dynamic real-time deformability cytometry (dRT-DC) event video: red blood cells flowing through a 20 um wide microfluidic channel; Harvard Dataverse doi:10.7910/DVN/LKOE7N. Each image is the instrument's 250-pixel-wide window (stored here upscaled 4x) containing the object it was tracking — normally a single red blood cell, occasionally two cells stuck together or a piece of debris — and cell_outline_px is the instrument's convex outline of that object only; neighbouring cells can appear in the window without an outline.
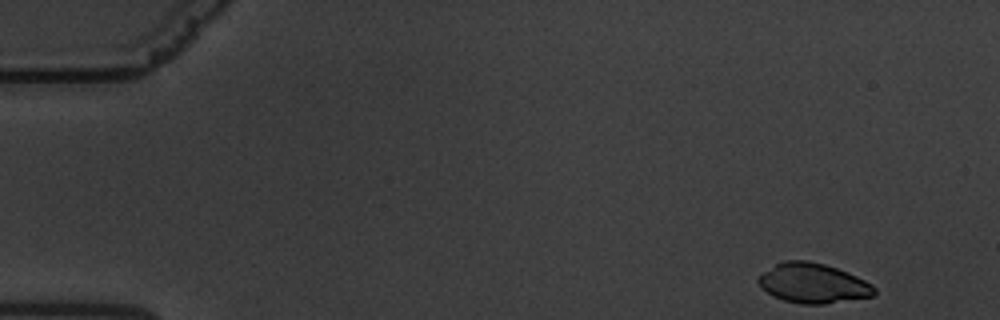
{"species": "common noctule bat (a hibernating species)", "species_latin": "Nyctalus noctula", "temperature_condition": "warm", "stored_images_in_passage": 57, "camera_frame_rate_fps": 3000, "um_per_image_px": 0.085, "animal": {"sex": "male", "body_mass_g": 19.5, "forearm_length_mm": 54.6}, "frame": {"image": 1, "passage_image": 1, "time_ms": 0.0, "image_size_px": [1000, 320], "cell_outline_px": [[876, 296], [824, 304], [800, 304], [784, 300], [772, 296], [760, 288], [756, 280], [764, 272], [776, 264], [784, 260], [808, 260], [824, 264], [836, 268], [856, 276], [872, 284], [876, 288]], "centroid_in_image_um": [69.11, 24.09], "position_along_channel_um": 15.9, "area_um2": 26.99}}
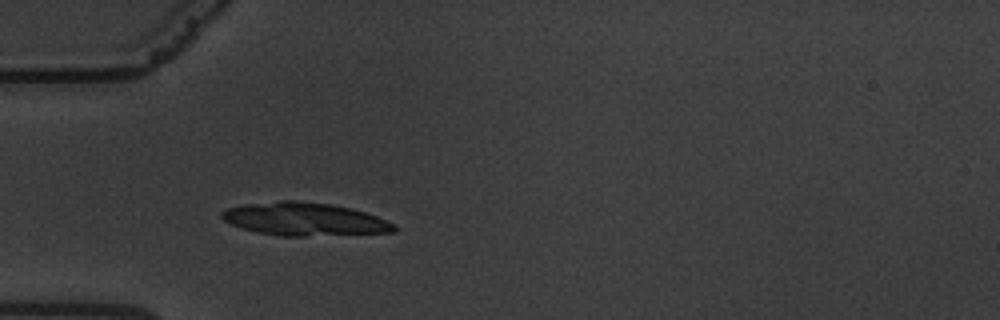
{"frame": {"image": 2, "passage_image": 15, "time_ms": 4.667, "image_size_px": [1000, 320], "cell_outline_px": [[396, 232], [304, 236], [280, 236], [240, 228], [224, 220], [220, 216], [220, 212], [228, 208], [244, 204], [280, 200], [296, 200], [332, 204], [352, 208], [376, 216], [396, 224]], "centroid_in_image_um": [25.88, 18.62], "position_along_channel_um": 59.1, "area_um2": 33.23}}